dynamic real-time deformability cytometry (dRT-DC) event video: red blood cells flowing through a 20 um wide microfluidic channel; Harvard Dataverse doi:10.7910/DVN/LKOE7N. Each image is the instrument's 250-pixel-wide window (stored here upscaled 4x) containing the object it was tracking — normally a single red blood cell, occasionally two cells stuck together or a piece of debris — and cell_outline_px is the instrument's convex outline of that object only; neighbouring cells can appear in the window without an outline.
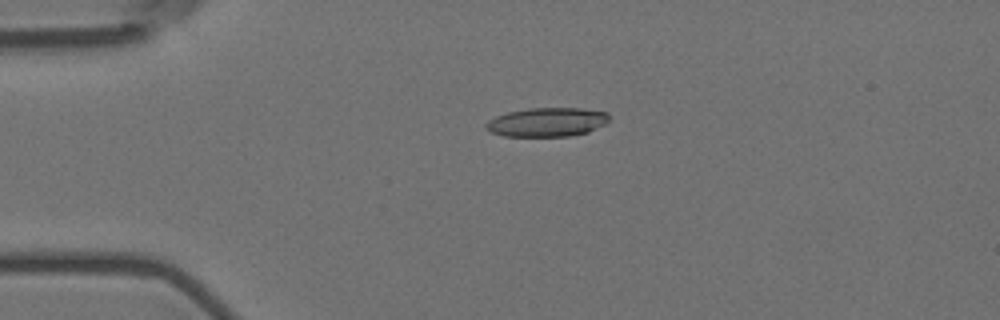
{"species": "Egyptian fruit bat (a non-hibernating species)", "species_latin": "Rousettus aegyptiacus", "temperature_condition": "room temperature", "stored_images_in_passage": 2, "camera_frame_rate_fps": 3000, "um_per_image_px": 0.085, "animal": {"sex": "female"}, "frame": {"image": 1, "passage_image": 1, "time_ms": 0.0, "image_size_px": [1000, 320], "cell_outline_px": [[608, 120], [604, 124], [588, 132], [568, 136], [504, 136], [492, 132], [484, 128], [484, 124], [488, 120], [496, 116], [508, 112], [528, 108], [580, 108], [608, 112]], "centroid_in_image_um": [46.47, 10.37], "position_along_channel_um": 38.5, "area_um2": 20.75}}